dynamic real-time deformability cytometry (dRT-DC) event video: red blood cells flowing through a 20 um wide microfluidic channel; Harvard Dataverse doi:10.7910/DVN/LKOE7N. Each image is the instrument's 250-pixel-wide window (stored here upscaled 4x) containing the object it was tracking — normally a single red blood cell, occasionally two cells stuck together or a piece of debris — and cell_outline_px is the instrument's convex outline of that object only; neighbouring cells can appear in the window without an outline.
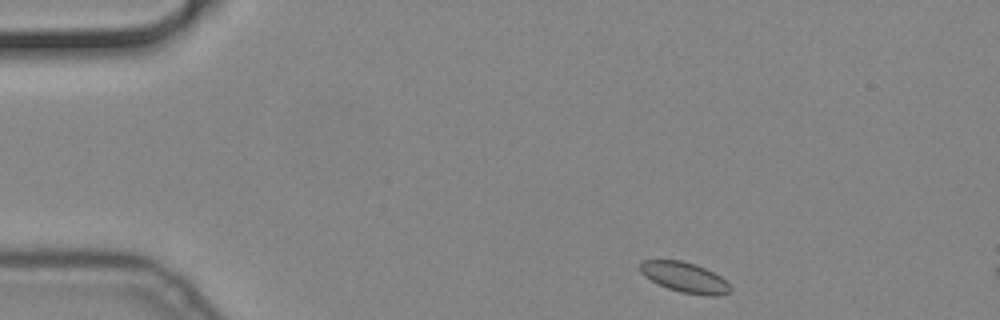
{"species": "common noctule bat (a hibernating species)", "species_latin": "Nyctalus noctula", "temperature_condition": "cold", "stored_images_in_passage": 2, "camera_frame_rate_fps": 3000, "um_per_image_px": 0.085, "animal": {"sex": "male", "body_mass_g": 19.2, "forearm_length_mm": 51.8}, "frame": {"image": 1, "passage_image": 1, "time_ms": 0.0, "image_size_px": [1000, 320], "cell_outline_px": [[732, 288], [728, 292], [716, 296], [708, 296], [680, 292], [668, 288], [644, 276], [640, 272], [640, 260], [680, 260], [696, 264], [720, 276]], "centroid_in_image_um": [58.18, 23.57], "position_along_channel_um": 26.8, "area_um2": 15.72}}